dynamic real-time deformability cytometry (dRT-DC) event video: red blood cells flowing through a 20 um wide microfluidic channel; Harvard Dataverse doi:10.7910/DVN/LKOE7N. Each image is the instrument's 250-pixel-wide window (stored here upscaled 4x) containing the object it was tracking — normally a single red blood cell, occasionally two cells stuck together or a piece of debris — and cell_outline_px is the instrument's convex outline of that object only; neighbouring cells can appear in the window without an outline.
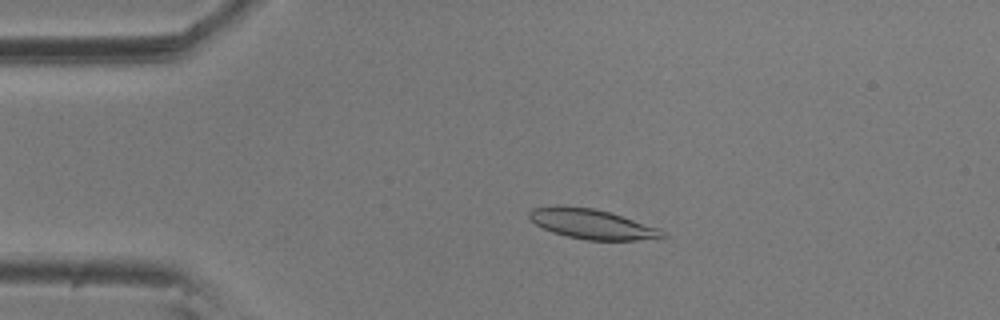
{"species": "common noctule bat (a hibernating species)", "species_latin": "Nyctalus noctula", "temperature_condition": "room temperature", "stored_images_in_passage": 4, "camera_frame_rate_fps": 3000, "um_per_image_px": 0.085, "animal": {"sex": "male", "body_mass_g": 20.5, "forearm_length_mm": 52.5}, "frame": {"image": 1, "passage_image": 3, "time_ms": 0.667, "image_size_px": [1000, 320], "cell_outline_px": [[668, 236], [664, 240], [584, 240], [552, 232], [536, 224], [528, 216], [528, 212], [532, 208], [592, 208], [608, 212], [660, 228]], "centroid_in_image_um": [50.47, 19.1], "position_along_channel_um": 34.5, "area_um2": 22.66}}